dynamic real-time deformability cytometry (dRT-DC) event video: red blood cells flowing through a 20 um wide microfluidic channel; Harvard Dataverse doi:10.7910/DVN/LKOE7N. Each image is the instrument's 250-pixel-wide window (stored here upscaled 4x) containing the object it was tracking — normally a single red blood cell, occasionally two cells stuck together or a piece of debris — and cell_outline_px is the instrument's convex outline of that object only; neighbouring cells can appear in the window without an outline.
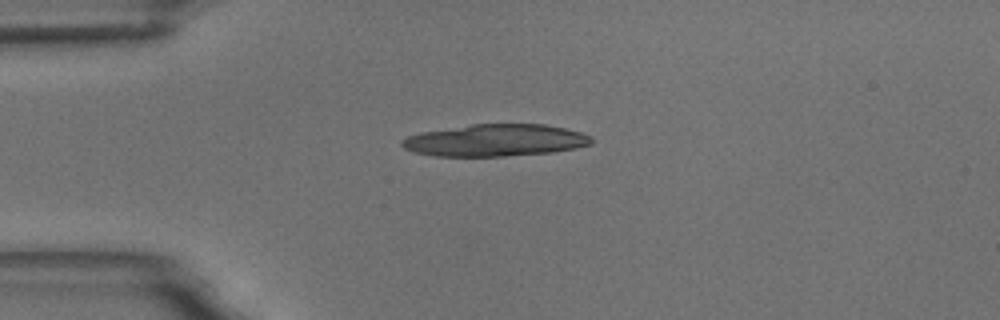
{"species": "common noctule bat (a hibernating species)", "species_latin": "Nyctalus noctula", "temperature_condition": "room temperature", "stored_images_in_passage": 8, "camera_frame_rate_fps": 3000, "um_per_image_px": 0.085, "animal": {"sex": "male", "body_mass_g": 18.8}, "frame": {"image": 1, "passage_image": 2, "time_ms": 0.333, "image_size_px": [1000, 320], "cell_outline_px": [[592, 144], [576, 148], [552, 152], [504, 156], [436, 156], [416, 152], [404, 148], [400, 144], [400, 140], [408, 136], [420, 132], [472, 124], [544, 124], [564, 128], [580, 132], [592, 136]], "centroid_in_image_um": [42.1, 11.92], "position_along_channel_um": 42.9, "area_um2": 35.37}}